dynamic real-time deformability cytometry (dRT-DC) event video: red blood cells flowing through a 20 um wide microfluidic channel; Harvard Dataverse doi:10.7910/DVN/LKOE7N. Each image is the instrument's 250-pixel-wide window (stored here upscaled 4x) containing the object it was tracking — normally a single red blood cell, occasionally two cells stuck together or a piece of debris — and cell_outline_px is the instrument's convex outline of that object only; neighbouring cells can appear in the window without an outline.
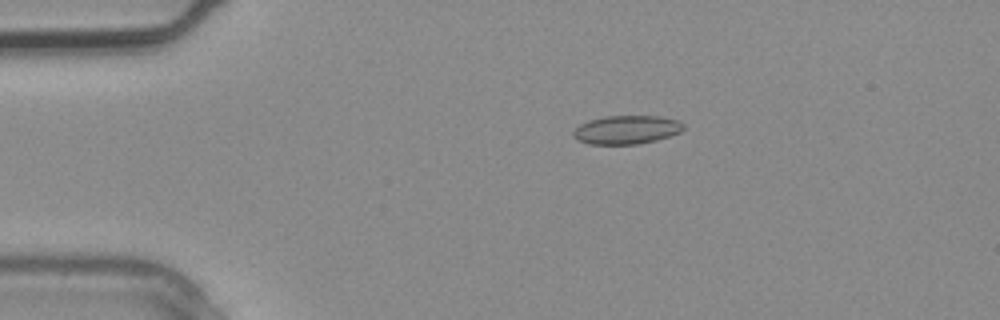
{"species": "common noctule bat (a hibernating species)", "species_latin": "Nyctalus noctula", "temperature_condition": "warm", "stored_images_in_passage": 3, "camera_frame_rate_fps": 3000, "um_per_image_px": 0.085, "animal": {"sex": "male", "body_mass_g": 20.4}, "frame": {"image": 1, "passage_image": 2, "time_ms": 0.333, "image_size_px": [1000, 320], "cell_outline_px": [[684, 128], [680, 132], [656, 140], [640, 144], [588, 144], [576, 140], [572, 136], [572, 132], [580, 124], [588, 120], [604, 116], [660, 116], [680, 120], [684, 124]], "centroid_in_image_um": [53.24, 11.02], "position_along_channel_um": 31.8, "area_um2": 18.55}}
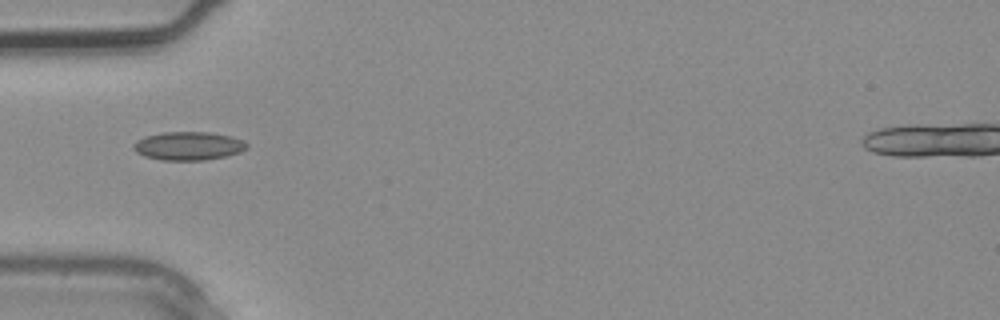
{"frame": {"image": 2, "passage_image": 3, "time_ms": 0.667, "image_size_px": [1000, 320], "cell_outline_px": [[248, 148], [240, 152], [224, 156], [204, 160], [160, 160], [144, 156], [136, 152], [132, 148], [132, 144], [136, 140], [144, 136], [164, 132], [208, 132], [232, 136], [244, 140], [248, 144]], "centroid_in_image_um": [16.0, 12.4], "position_along_channel_um": 69.0, "area_um2": 18.96}}